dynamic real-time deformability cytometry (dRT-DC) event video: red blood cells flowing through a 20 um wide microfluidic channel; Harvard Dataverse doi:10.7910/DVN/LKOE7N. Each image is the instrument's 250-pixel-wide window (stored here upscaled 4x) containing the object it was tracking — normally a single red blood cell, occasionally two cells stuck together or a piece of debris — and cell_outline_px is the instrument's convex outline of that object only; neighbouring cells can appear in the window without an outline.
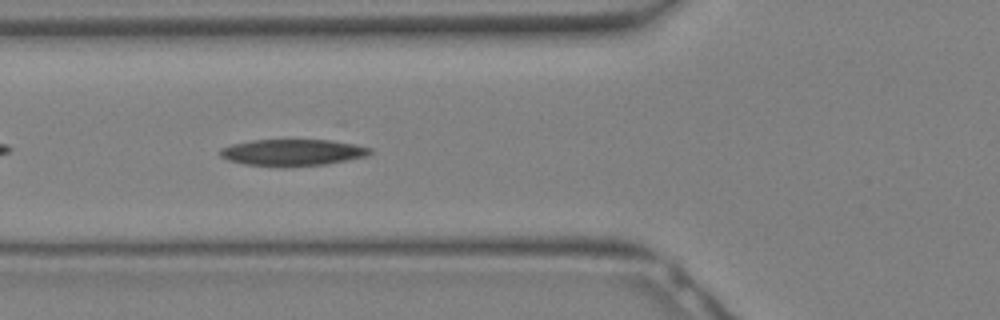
{"species": "Egyptian fruit bat (a non-hibernating species)", "species_latin": "Rousettus aegyptiacus", "temperature_condition": "warm", "stored_images_in_passage": 27, "camera_frame_rate_fps": 3000, "um_per_image_px": 0.085, "animal": {"sex": "female"}, "frame": {"image": 1, "passage_image": 7, "time_ms": 2.0, "image_size_px": [1000, 320], "cell_outline_px": [[372, 152], [368, 156], [324, 164], [244, 164], [228, 160], [220, 156], [220, 148], [232, 144], [252, 140], [332, 140], [356, 144], [372, 148]], "centroid_in_image_um": [24.9, 12.91], "position_along_channel_um": 100.9, "area_um2": 22.37}}
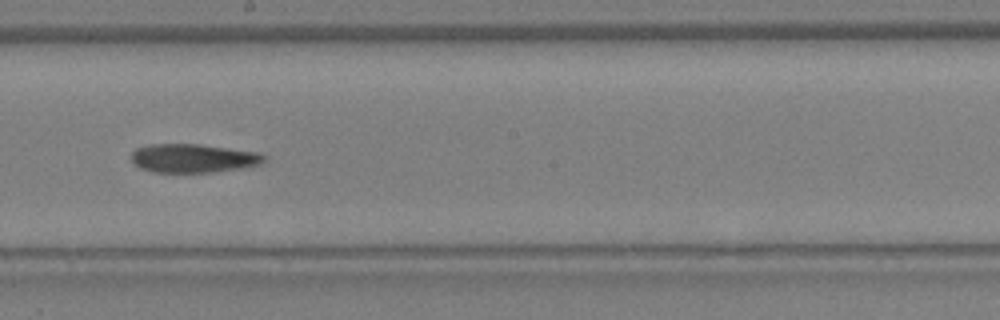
{"frame": {"image": 2, "passage_image": 13, "time_ms": 4.0, "image_size_px": [1000, 320], "cell_outline_px": [[264, 160], [260, 164], [240, 168], [212, 172], [152, 172], [140, 168], [132, 160], [132, 152], [136, 148], [148, 144], [200, 144], [260, 152], [264, 156]], "centroid_in_image_um": [16.41, 13.44], "position_along_channel_um": 231.8, "area_um2": 22.14}}
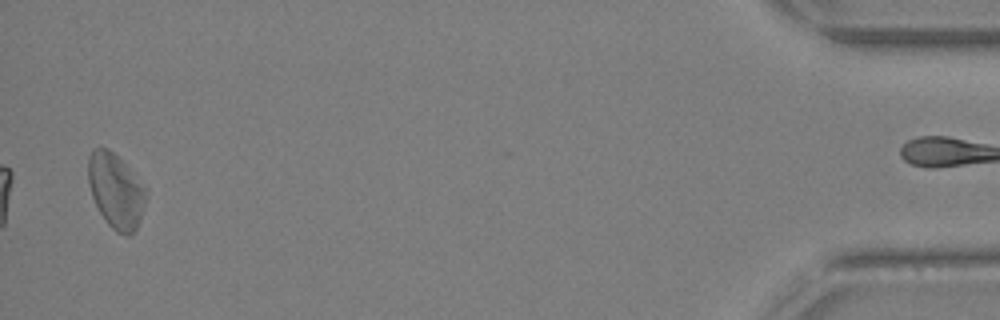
{"frame": {"image": 3, "passage_image": 26, "time_ms": 8.333, "image_size_px": [1000, 320], "cell_outline_px": [[144, 204], [136, 228], [128, 236], [124, 236], [116, 232], [104, 220], [92, 196], [88, 184], [88, 156], [92, 148], [108, 148], [124, 164], [144, 188]], "centroid_in_image_um": [9.78, 16.23], "position_along_channel_um": 425.4, "area_um2": 24.39}}